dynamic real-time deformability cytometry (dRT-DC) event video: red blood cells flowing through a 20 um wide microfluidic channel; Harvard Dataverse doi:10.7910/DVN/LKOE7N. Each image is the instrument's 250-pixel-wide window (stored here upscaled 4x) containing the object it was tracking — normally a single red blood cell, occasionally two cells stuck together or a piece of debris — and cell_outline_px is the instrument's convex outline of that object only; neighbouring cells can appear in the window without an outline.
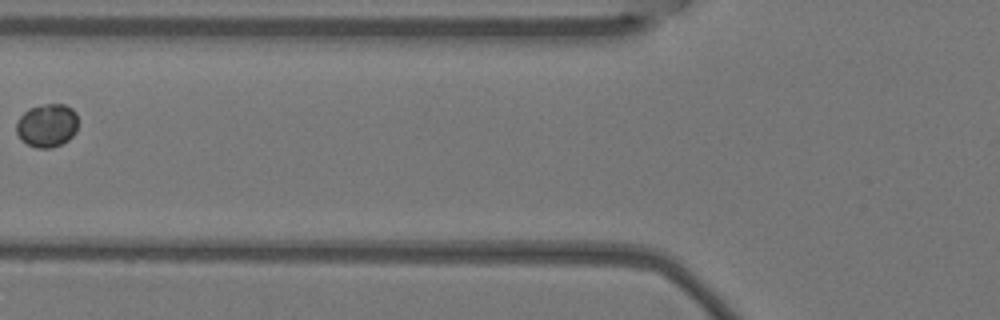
{"species": "Egyptian fruit bat (a non-hibernating species)", "species_latin": "Rousettus aegyptiacus", "temperature_condition": "warm", "stored_images_in_passage": 3, "camera_frame_rate_fps": 3000, "um_per_image_px": 0.085, "animal": {"sex": "female"}, "frame": {"image": 1, "passage_image": 2, "time_ms": 0.333, "image_size_px": [1000, 320], "cell_outline_px": [[76, 132], [68, 140], [52, 148], [36, 148], [28, 144], [16, 132], [16, 120], [28, 108], [44, 104], [64, 104], [72, 108], [76, 112]], "centroid_in_image_um": [3.99, 10.65], "position_along_channel_um": 121.8, "area_um2": 15.55}}
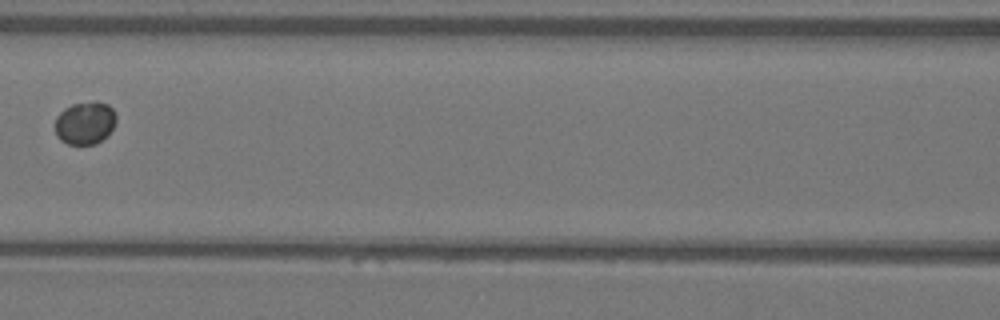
{"frame": {"image": 2, "passage_image": 3, "time_ms": 0.667, "image_size_px": [1000, 320], "cell_outline_px": [[116, 120], [112, 128], [96, 144], [68, 144], [60, 140], [56, 136], [56, 116], [64, 108], [72, 104], [92, 100], [96, 100], [108, 104], [112, 108], [116, 116]], "centroid_in_image_um": [7.21, 10.41], "position_along_channel_um": 159.4, "area_um2": 15.26}}